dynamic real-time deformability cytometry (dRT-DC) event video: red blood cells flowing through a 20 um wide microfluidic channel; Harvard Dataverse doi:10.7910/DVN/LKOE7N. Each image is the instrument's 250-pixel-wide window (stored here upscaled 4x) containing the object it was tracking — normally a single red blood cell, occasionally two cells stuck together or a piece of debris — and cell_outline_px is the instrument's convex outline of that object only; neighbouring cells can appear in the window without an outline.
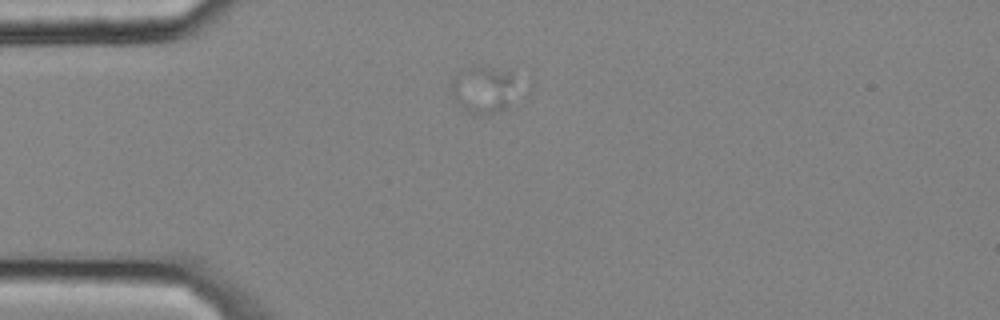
{"species": "common noctule bat (a hibernating species)", "species_latin": "Nyctalus noctula", "temperature_condition": "cold", "stored_images_in_passage": 2, "camera_frame_rate_fps": 3000, "um_per_image_px": 0.085, "animal": {"sex": "male", "body_mass_g": 20.4}, "frame": {"image": 1, "passage_image": 1, "time_ms": 0.0, "image_size_px": [1000, 320], "cell_outline_px": [[512, 80], [508, 108], [492, 112], [472, 116], [456, 100], [452, 92], [452, 84], [456, 72], [472, 64], [476, 64], [512, 72]], "centroid_in_image_um": [41.0, 7.57], "position_along_channel_um": 44.0, "area_um2": 17.51}}
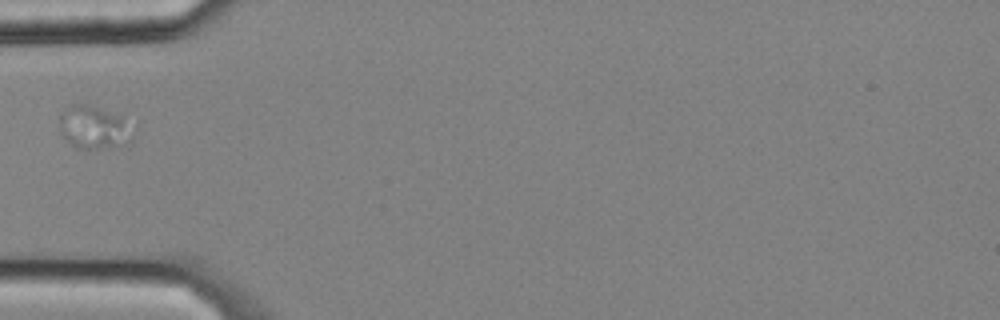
{"frame": {"image": 2, "passage_image": 2, "time_ms": 0.333, "image_size_px": [1000, 320], "cell_outline_px": [[136, 128], [132, 140], [100, 148], [76, 148], [60, 132], [60, 116], [64, 108], [72, 104], [88, 104], [124, 116]], "centroid_in_image_um": [8.02, 10.78], "position_along_channel_um": 77.0, "area_um2": 18.44}}